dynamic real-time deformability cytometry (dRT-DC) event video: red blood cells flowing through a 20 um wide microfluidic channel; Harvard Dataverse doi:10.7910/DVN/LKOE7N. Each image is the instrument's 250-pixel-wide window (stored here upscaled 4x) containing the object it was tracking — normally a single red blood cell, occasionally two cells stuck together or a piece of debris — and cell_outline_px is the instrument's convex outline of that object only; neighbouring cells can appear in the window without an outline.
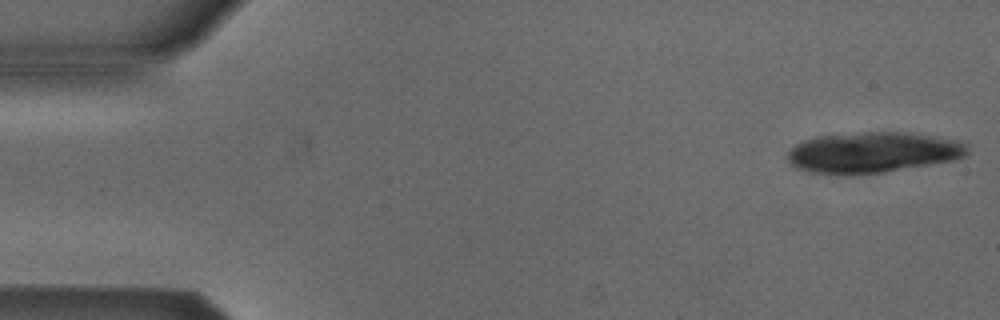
{"species": "Egyptian fruit bat (a non-hibernating species)", "species_latin": "Rousettus aegyptiacus", "temperature_condition": "cold", "stored_images_in_passage": 8, "camera_frame_rate_fps": 3000, "um_per_image_px": 0.085, "animal": {"sex": "male"}, "frame": {"image": 1, "passage_image": 1, "time_ms": 0.0, "image_size_px": [1000, 320], "cell_outline_px": [[968, 152], [964, 156], [952, 160], [884, 172], [852, 176], [848, 176], [812, 172], [796, 168], [788, 160], [788, 152], [796, 144], [804, 140], [816, 136], [864, 132], [908, 132], [964, 140], [968, 144]], "centroid_in_image_um": [74.21, 12.95], "position_along_channel_um": 10.8, "area_um2": 43.12}}
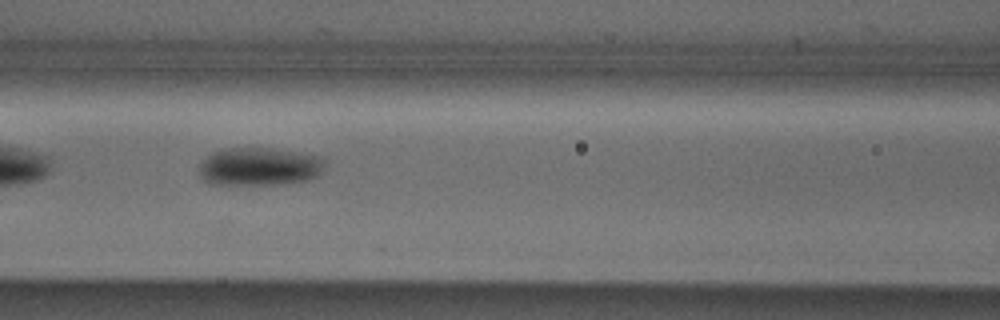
{"frame": {"image": 2, "passage_image": 7, "time_ms": 2.0, "image_size_px": [1000, 320], "cell_outline_px": [[324, 160], [320, 172], [316, 176], [304, 180], [276, 184], [208, 184], [200, 176], [200, 164], [212, 152], [224, 148], [272, 148], [324, 156]], "centroid_in_image_um": [22.02, 14.14], "position_along_channel_um": 144.6, "area_um2": 27.74}}
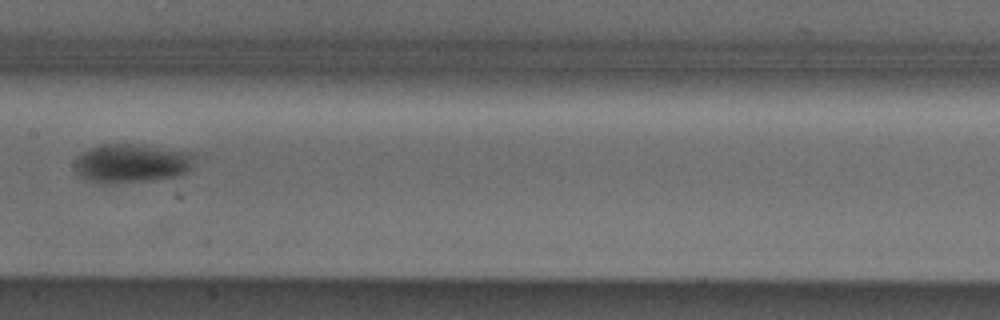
{"frame": {"image": 3, "passage_image": 8, "time_ms": 2.333, "image_size_px": [1000, 320], "cell_outline_px": [[196, 160], [192, 168], [188, 172], [180, 176], [152, 180], [104, 184], [84, 180], [76, 172], [76, 160], [84, 152], [100, 144], [132, 144], [196, 152]], "centroid_in_image_um": [11.27, 13.89], "position_along_channel_um": 196.1, "area_um2": 27.46}}